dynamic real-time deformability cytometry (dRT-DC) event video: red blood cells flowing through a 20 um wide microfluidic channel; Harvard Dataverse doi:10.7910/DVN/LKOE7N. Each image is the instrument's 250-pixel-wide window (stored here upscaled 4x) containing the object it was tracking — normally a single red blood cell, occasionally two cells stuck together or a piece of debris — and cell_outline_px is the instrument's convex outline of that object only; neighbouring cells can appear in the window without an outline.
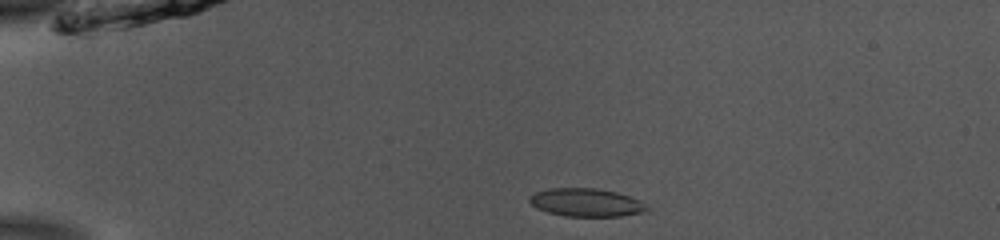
{"species": "common noctule bat (a hibernating species)", "species_latin": "Nyctalus noctula", "temperature_condition": "room temperature", "stored_images_in_passage": 41, "camera_frame_rate_fps": 3000, "um_per_image_px": 0.085, "animal": {"sex": "male", "body_mass_g": 13.0, "forearm_length_mm": 53.1}, "frame": {"image": 1, "passage_image": 1, "time_ms": 0.0, "image_size_px": [1000, 240], "cell_outline_px": [[648, 212], [624, 216], [564, 216], [548, 212], [536, 208], [528, 200], [528, 196], [536, 192], [548, 188], [596, 188], [616, 192], [640, 200], [648, 208]], "centroid_in_image_um": [49.83, 17.21], "position_along_channel_um": 35.2, "area_um2": 19.36}}
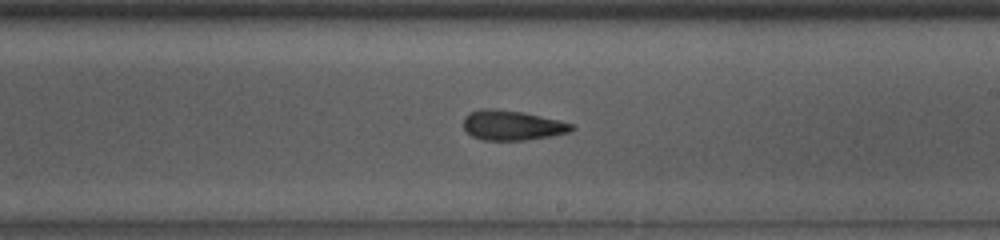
{"frame": {"image": 2, "passage_image": 21, "time_ms": 6.667, "image_size_px": [1000, 240], "cell_outline_px": [[576, 128], [568, 132], [552, 136], [524, 140], [484, 140], [472, 136], [464, 128], [464, 116], [480, 108], [496, 108], [524, 112], [572, 124]], "centroid_in_image_um": [43.51, 10.64], "position_along_channel_um": 245.5, "area_um2": 18.73}}
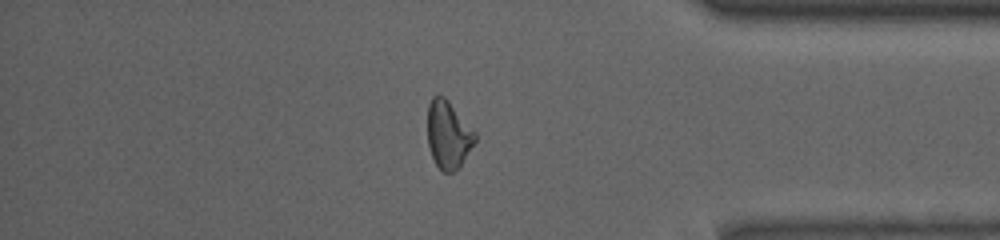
{"frame": {"image": 3, "passage_image": 34, "time_ms": 11.0, "image_size_px": [1000, 240], "cell_outline_px": [[476, 140], [460, 164], [452, 172], [440, 172], [432, 156], [428, 144], [428, 104], [432, 96], [444, 96], [448, 100], [476, 132]], "centroid_in_image_um": [38.09, 11.43], "position_along_channel_um": 397.1, "area_um2": 18.5}, "authors_computed_cell_mechanics": {"area_um2": 19.363, "velocity_mm_per_s": 3.8874, "shape_relaxation_time_tau1_ms": 9.7089, "shape_relaxation_time_tau2_ms": 3.3834, "deformation_change_tau1": 0.2188, "deformation_change_tau2": 0.1088}}